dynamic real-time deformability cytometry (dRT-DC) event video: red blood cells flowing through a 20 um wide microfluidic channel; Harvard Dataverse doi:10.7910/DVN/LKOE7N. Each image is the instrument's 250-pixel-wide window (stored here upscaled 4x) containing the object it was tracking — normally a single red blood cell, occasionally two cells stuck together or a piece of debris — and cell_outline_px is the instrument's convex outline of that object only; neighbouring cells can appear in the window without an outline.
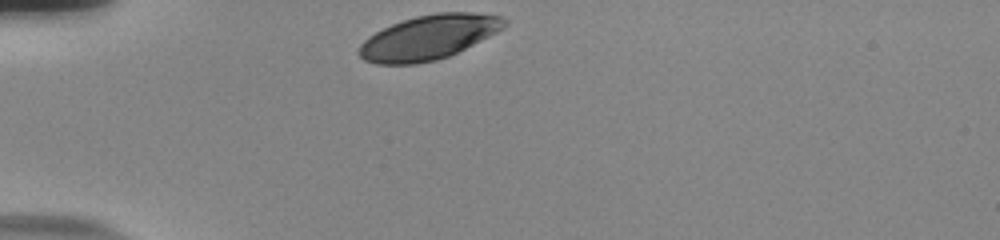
{"species": "human", "species_latin": "Homo sapiens", "temperature_condition": "room temperature", "stored_images_in_passage": 32, "camera_frame_rate_fps": 3000, "um_per_image_px": 0.085, "donor": {"sex": "male"}, "frame": {"image": 1, "passage_image": 1, "time_ms": 0.0, "image_size_px": [1000, 240], "cell_outline_px": [[508, 24], [504, 28], [448, 56], [436, 60], [416, 64], [376, 64], [364, 60], [356, 52], [360, 44], [368, 36], [392, 24], [416, 16], [436, 12], [472, 12], [500, 16], [508, 20]], "centroid_in_image_um": [36.41, 3.17], "position_along_channel_um": 48.6, "area_um2": 37.45}}
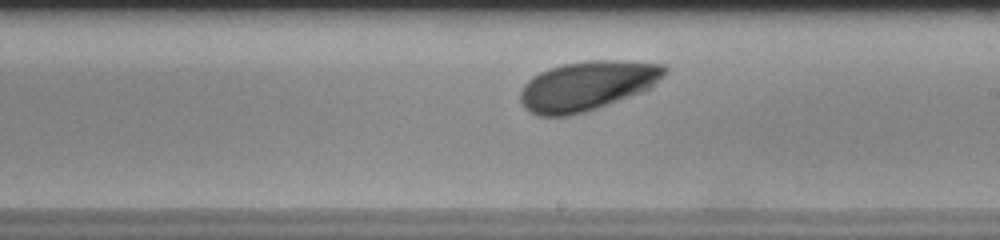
{"frame": {"image": 2, "passage_image": 19, "time_ms": 6.0, "image_size_px": [1000, 240], "cell_outline_px": [[668, 72], [664, 76], [648, 88], [640, 92], [596, 108], [584, 112], [568, 116], [536, 116], [528, 112], [524, 108], [520, 100], [520, 92], [524, 84], [532, 76], [548, 68], [564, 64], [588, 60], [616, 60], [664, 64], [668, 68]], "centroid_in_image_um": [49.87, 7.29], "position_along_channel_um": 239.1, "area_um2": 41.5}}
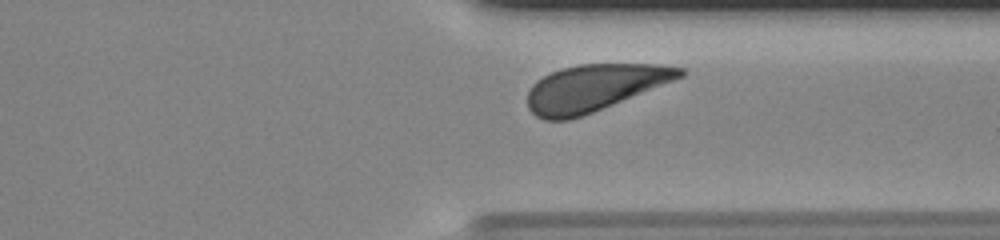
{"frame": {"image": 3, "passage_image": 29, "time_ms": 9.333, "image_size_px": [1000, 240], "cell_outline_px": [[688, 72], [684, 76], [592, 112], [568, 120], [544, 120], [536, 116], [528, 108], [528, 92], [532, 84], [536, 80], [552, 72], [564, 68], [580, 64], [660, 64], [684, 68]], "centroid_in_image_um": [50.51, 7.45], "position_along_channel_um": 360.9, "area_um2": 40.98}, "authors_computed_cell_mechanics": {"area_um2": 40.2577, "velocity_mm_per_s": 3.6381, "shape_relaxation_time_tau1_ms": 1.7453, "shape_relaxation_time_tau2_ms": null, "deformation_change_tau1": 0.1049, "deformation_change_tau2": null}}